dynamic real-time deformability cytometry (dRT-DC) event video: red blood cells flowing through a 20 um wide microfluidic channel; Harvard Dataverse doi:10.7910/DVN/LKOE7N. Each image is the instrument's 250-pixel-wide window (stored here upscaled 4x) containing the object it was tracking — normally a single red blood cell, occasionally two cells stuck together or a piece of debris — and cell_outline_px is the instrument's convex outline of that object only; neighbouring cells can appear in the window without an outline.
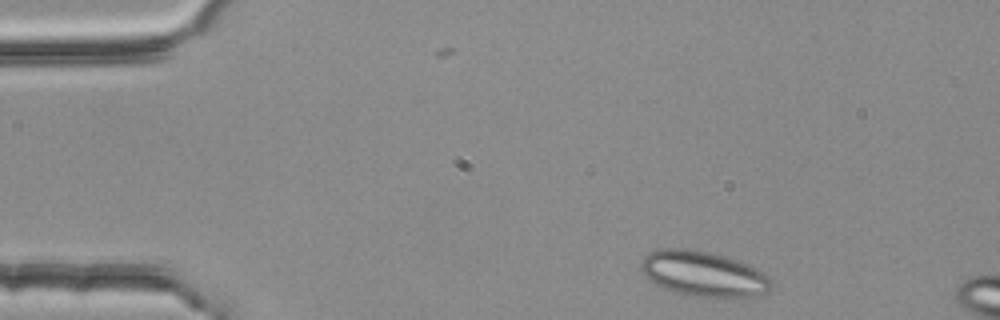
{"species": "common noctule bat (a hibernating species)", "species_latin": "Nyctalus noctula", "temperature_condition": "room temperature", "stored_images_in_passage": 3, "camera_frame_rate_fps": 3000, "um_per_image_px": 0.085, "animal": {"sex": "female", "body_mass_g": 25.1}, "frame": {"image": 1, "passage_image": 1, "time_ms": 0.0, "image_size_px": [1000, 320], "cell_outline_px": [[772, 288], [768, 292], [748, 296], [724, 300], [692, 296], [672, 292], [656, 284], [644, 276], [640, 272], [640, 260], [648, 252], [660, 248], [684, 248], [708, 252], [740, 260], [764, 272], [772, 280]], "centroid_in_image_um": [59.78, 23.3], "position_along_channel_um": 25.2, "area_um2": 35.32}}